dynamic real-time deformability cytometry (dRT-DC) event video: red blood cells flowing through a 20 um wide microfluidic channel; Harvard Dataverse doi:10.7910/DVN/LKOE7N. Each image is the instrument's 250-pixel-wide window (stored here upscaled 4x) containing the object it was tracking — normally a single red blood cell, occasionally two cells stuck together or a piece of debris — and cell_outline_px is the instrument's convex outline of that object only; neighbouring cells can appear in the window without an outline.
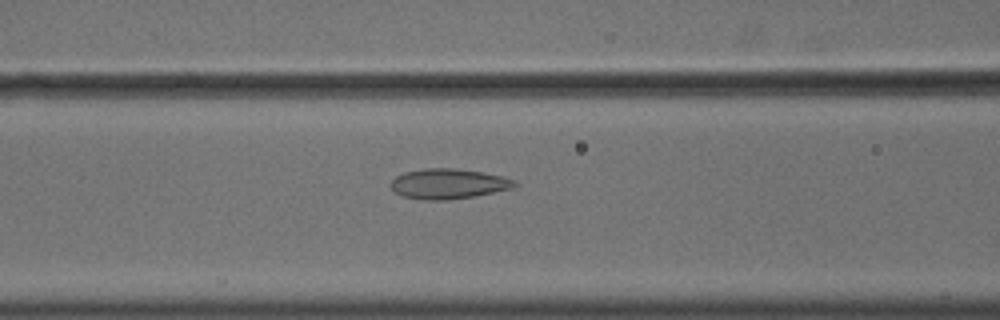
{"species": "common noctule bat (a hibernating species)", "species_latin": "Nyctalus noctula", "temperature_condition": "cold", "stored_images_in_passage": 56, "camera_frame_rate_fps": 3000, "um_per_image_px": 0.085, "animal": {"sex": "male", "body_mass_g": 18.8}, "frame": {"image": 1, "passage_image": 24, "time_ms": 7.667, "image_size_px": [1000, 320], "cell_outline_px": [[516, 184], [512, 188], [476, 196], [448, 200], [424, 200], [400, 196], [392, 188], [392, 180], [396, 176], [404, 172], [424, 168], [452, 168], [484, 172], [504, 176], [512, 180]], "centroid_in_image_um": [38.09, 15.62], "position_along_channel_um": 128.5, "area_um2": 21.73}}
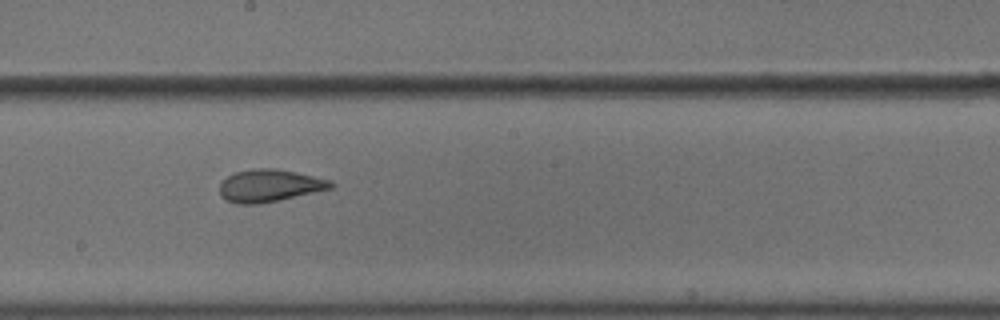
{"frame": {"image": 2, "passage_image": 32, "time_ms": 10.333, "image_size_px": [1000, 320], "cell_outline_px": [[336, 184], [332, 188], [280, 200], [260, 204], [236, 204], [220, 196], [220, 184], [228, 176], [236, 172], [252, 168], [276, 168], [296, 172], [332, 180]], "centroid_in_image_um": [22.93, 15.78], "position_along_channel_um": 225.3, "area_um2": 21.1}}
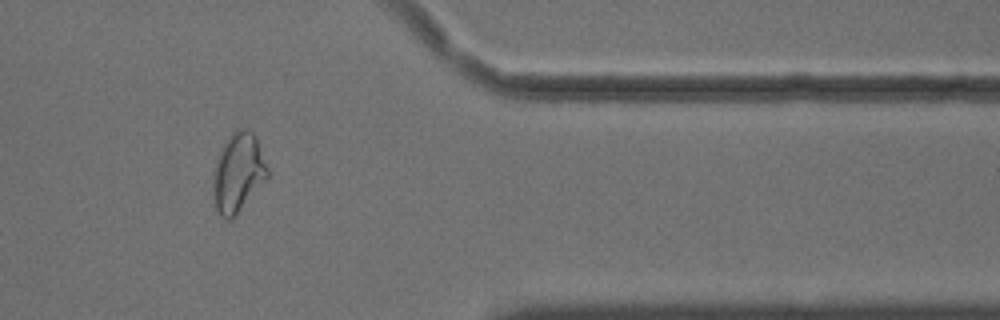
{"frame": {"image": 3, "passage_image": 47, "time_ms": 15.333, "image_size_px": [1000, 320], "cell_outline_px": [[268, 176], [236, 216], [228, 220], [224, 220], [216, 212], [212, 196], [212, 176], [216, 160], [228, 136], [236, 128], [248, 128], [256, 136], [268, 168]], "centroid_in_image_um": [20.2, 14.69], "position_along_channel_um": 391.2, "area_um2": 25.43}, "authors_computed_cell_mechanics": {"area_um2": 24.3049, "velocity_mm_per_s": 3.6245, "shape_relaxation_time_tau1_ms": 7.4852, "shape_relaxation_time_tau2_ms": 1.5125, "deformation_change_tau1": 0.1645, "deformation_change_tau2": 0.0784}}